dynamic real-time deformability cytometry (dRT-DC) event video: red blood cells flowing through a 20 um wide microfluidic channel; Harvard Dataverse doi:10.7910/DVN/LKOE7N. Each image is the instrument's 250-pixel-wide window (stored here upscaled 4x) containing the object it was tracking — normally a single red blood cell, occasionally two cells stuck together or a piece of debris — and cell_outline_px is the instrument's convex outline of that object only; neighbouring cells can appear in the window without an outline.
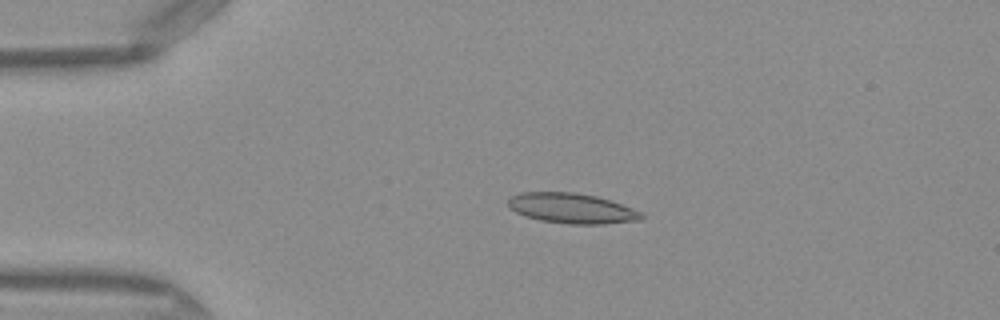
{"species": "Egyptian fruit bat (a non-hibernating species)", "species_latin": "Rousettus aegyptiacus", "temperature_condition": "warm", "stored_images_in_passage": 49, "camera_frame_rate_fps": 3000, "um_per_image_px": 0.085, "frame": {"image": 1, "passage_image": 11, "time_ms": 3.333, "image_size_px": [1000, 320], "cell_outline_px": [[644, 216], [640, 220], [604, 224], [568, 224], [540, 220], [524, 216], [508, 208], [508, 200], [512, 196], [520, 192], [576, 192], [596, 196], [612, 200], [644, 212]], "centroid_in_image_um": [48.63, 17.7], "position_along_channel_um": 36.4, "area_um2": 23.76}}
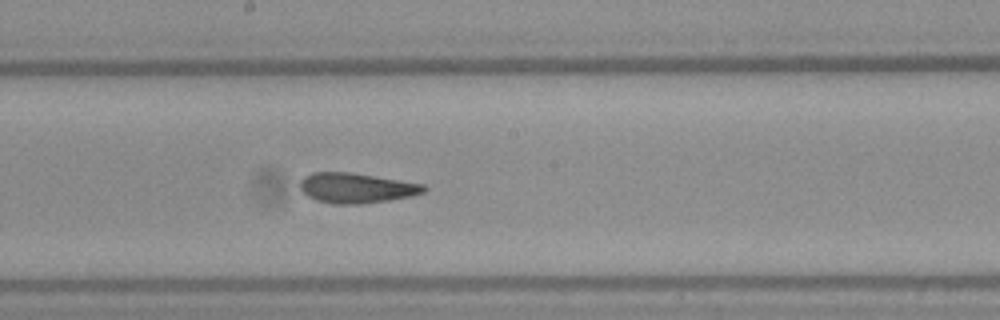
{"frame": {"image": 2, "passage_image": 27, "time_ms": 8.667, "image_size_px": [1000, 320], "cell_outline_px": [[428, 188], [424, 192], [412, 196], [388, 200], [360, 204], [332, 204], [316, 200], [308, 196], [300, 188], [300, 180], [304, 176], [312, 172], [352, 172], [424, 184]], "centroid_in_image_um": [30.29, 15.97], "position_along_channel_um": 217.9, "area_um2": 21.79}}
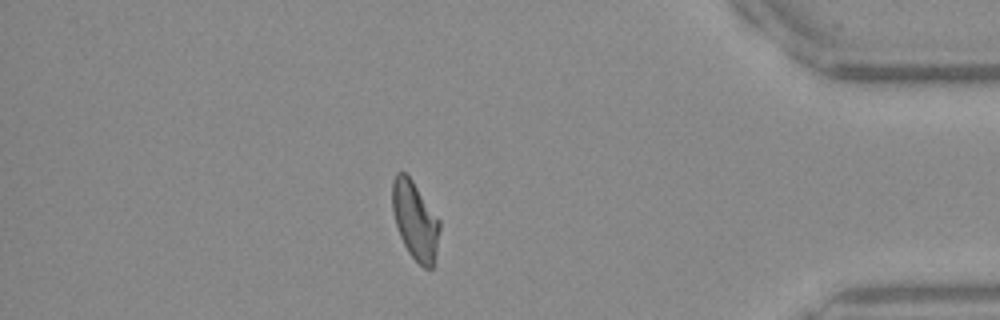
{"frame": {"image": 3, "passage_image": 43, "time_ms": 14.0, "image_size_px": [1000, 320], "cell_outline_px": [[440, 228], [432, 268], [424, 268], [408, 252], [400, 236], [392, 212], [392, 180], [396, 172], [404, 172], [412, 180], [440, 220]], "centroid_in_image_um": [35.26, 18.7], "position_along_channel_um": 399.9, "area_um2": 21.27}, "authors_computed_cell_mechanics": {"area_um2": 22.1374, "velocity_mm_per_s": 4.0969, "shape_relaxation_time_tau1_ms": null, "shape_relaxation_time_tau2_ms": 2.3463, "deformation_change_tau1": null, "deformation_change_tau2": 0.099}}